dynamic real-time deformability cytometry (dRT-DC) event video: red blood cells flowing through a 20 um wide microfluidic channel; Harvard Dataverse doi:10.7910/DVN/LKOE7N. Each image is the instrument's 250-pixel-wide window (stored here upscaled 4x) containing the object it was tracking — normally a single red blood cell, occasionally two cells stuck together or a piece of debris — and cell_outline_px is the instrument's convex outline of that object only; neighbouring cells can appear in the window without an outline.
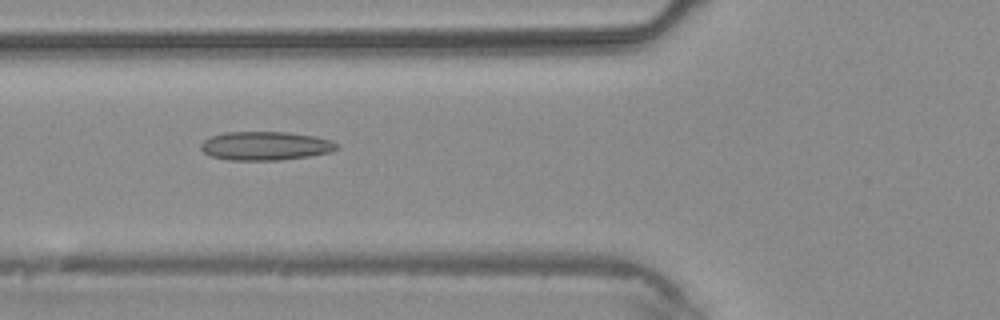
{"species": "common noctule bat (a hibernating species)", "species_latin": "Nyctalus noctula", "temperature_condition": "warm", "stored_images_in_passage": 7, "camera_frame_rate_fps": 3000, "um_per_image_px": 0.085, "animal": {"sex": "male", "body_mass_g": 20.4}, "frame": {"image": 1, "passage_image": 6, "time_ms": 6.0, "image_size_px": [1000, 320], "cell_outline_px": [[340, 148], [332, 152], [308, 156], [280, 160], [228, 160], [212, 156], [204, 152], [200, 148], [200, 144], [204, 140], [212, 136], [224, 132], [288, 132], [316, 136], [332, 140]], "centroid_in_image_um": [22.58, 12.39], "position_along_channel_um": 103.2, "area_um2": 22.83}}
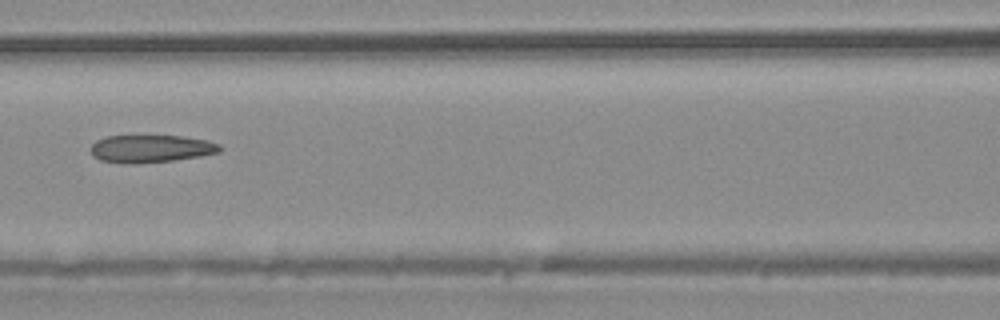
{"frame": {"image": 2, "passage_image": 7, "time_ms": 7.0, "image_size_px": [1000, 320], "cell_outline_px": [[224, 148], [220, 152], [200, 156], [172, 160], [136, 164], [132, 164], [100, 160], [92, 156], [92, 144], [96, 140], [108, 136], [180, 136], [204, 140], [220, 144]], "centroid_in_image_um": [12.84, 12.64], "position_along_channel_um": 153.8, "area_um2": 20.63}}